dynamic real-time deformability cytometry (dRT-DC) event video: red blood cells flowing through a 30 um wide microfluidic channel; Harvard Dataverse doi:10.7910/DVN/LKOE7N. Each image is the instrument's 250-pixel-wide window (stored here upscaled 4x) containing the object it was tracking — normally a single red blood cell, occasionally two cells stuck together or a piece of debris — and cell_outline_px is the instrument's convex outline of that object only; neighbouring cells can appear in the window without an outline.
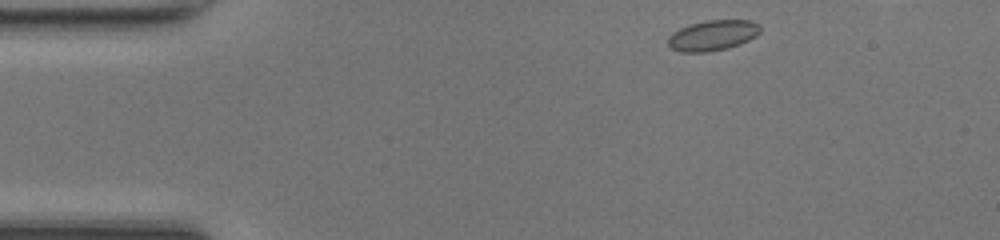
{"species": "common noctule bat (a hibernating species)", "species_latin": "Nyctalus noctula", "temperature_condition": "room temperature", "stored_images_in_passage": 38, "camera_frame_rate_fps": 3000, "um_per_image_px": 0.085, "animal": {"sex": "female", "body_mass_g": 17.0, "forearm_length_mm": 48.0}, "frame": {"image": 1, "passage_image": 1, "time_ms": 0.0, "image_size_px": [1000, 240], "cell_outline_px": [[760, 32], [756, 36], [740, 44], [728, 48], [708, 52], [680, 52], [672, 48], [668, 44], [668, 36], [672, 32], [688, 24], [708, 20], [752, 20], [760, 24]], "centroid_in_image_um": [60.58, 3.0], "position_along_channel_um": 24.4, "area_um2": 16.53}}
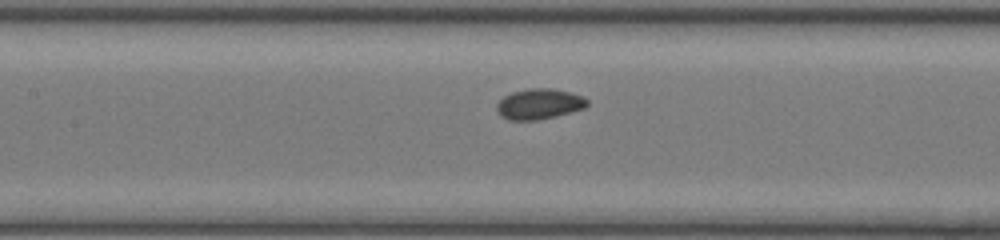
{"frame": {"image": 2, "passage_image": 16, "time_ms": 5.0, "image_size_px": [1000, 240], "cell_outline_px": [[588, 104], [584, 108], [556, 116], [536, 120], [508, 120], [500, 116], [496, 112], [496, 104], [504, 96], [512, 92], [528, 88], [552, 88], [572, 92], [584, 96], [588, 100]], "centroid_in_image_um": [45.82, 8.83], "position_along_channel_um": 161.6, "area_um2": 16.3}}
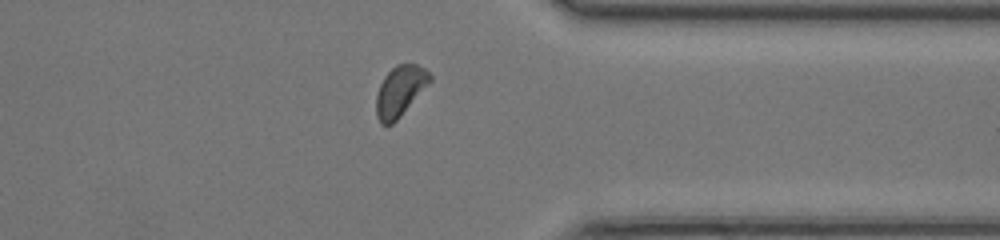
{"frame": {"image": 3, "passage_image": 32, "time_ms": 10.333, "image_size_px": [1000, 240], "cell_outline_px": [[432, 80], [400, 116], [392, 124], [380, 124], [376, 116], [376, 96], [380, 84], [384, 76], [396, 64], [416, 64], [424, 68], [432, 76]], "centroid_in_image_um": [33.99, 7.73], "position_along_channel_um": 377.4, "area_um2": 15.61}, "authors_computed_cell_mechanics": {"area_um2": 15.6349, "velocity_mm_per_s": 4.1921, "shape_relaxation_time_tau1_ms": 2.4833, "shape_relaxation_time_tau2_ms": null, "deformation_change_tau1": 0.0437, "deformation_change_tau2": null}}